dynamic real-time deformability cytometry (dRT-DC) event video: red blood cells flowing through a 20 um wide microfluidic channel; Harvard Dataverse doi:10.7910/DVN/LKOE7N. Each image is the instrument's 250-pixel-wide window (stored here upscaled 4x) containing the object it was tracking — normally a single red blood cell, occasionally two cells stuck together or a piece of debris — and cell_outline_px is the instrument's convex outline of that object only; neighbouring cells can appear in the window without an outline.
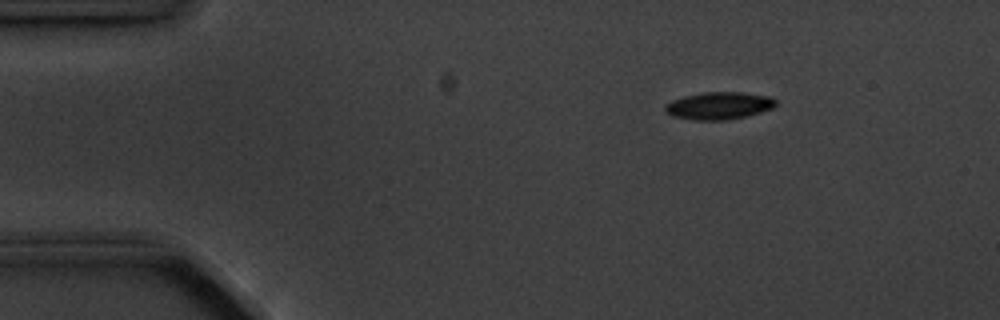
{"species": "common noctule bat (a hibernating species)", "species_latin": "Nyctalus noctula", "temperature_condition": "cold", "stored_images_in_passage": 15, "camera_frame_rate_fps": 3000, "um_per_image_px": 0.085, "animal": {"sex": "male", "body_mass_g": 20.1, "forearm_length_mm": 53.5}, "frame": {"image": 1, "passage_image": 3, "time_ms": 2.333, "image_size_px": [1000, 320], "cell_outline_px": [[776, 104], [772, 108], [748, 116], [724, 120], [696, 120], [672, 116], [664, 108], [672, 100], [684, 96], [704, 92], [740, 92], [772, 96], [776, 100]], "centroid_in_image_um": [61.15, 8.98], "position_along_channel_um": 23.8, "area_um2": 17.57}}
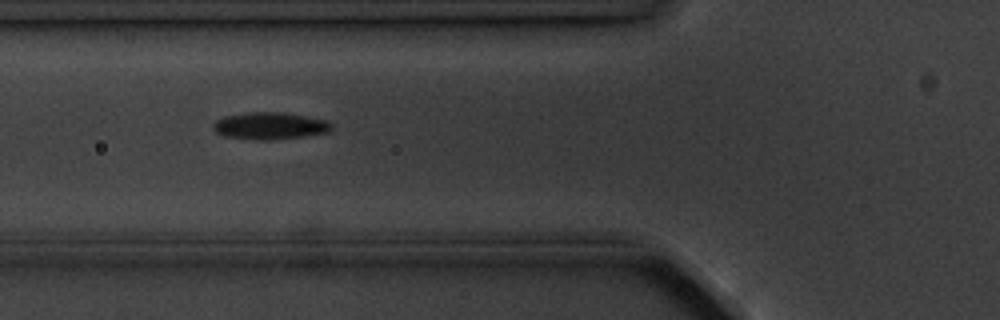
{"frame": {"image": 2, "passage_image": 6, "time_ms": 6.333, "image_size_px": [1000, 320], "cell_outline_px": [[332, 128], [328, 132], [300, 136], [268, 140], [256, 140], [224, 136], [216, 132], [212, 128], [212, 124], [216, 120], [224, 116], [248, 112], [284, 112], [324, 120], [332, 124]], "centroid_in_image_um": [22.87, 10.69], "position_along_channel_um": 102.9, "area_um2": 18.5}}
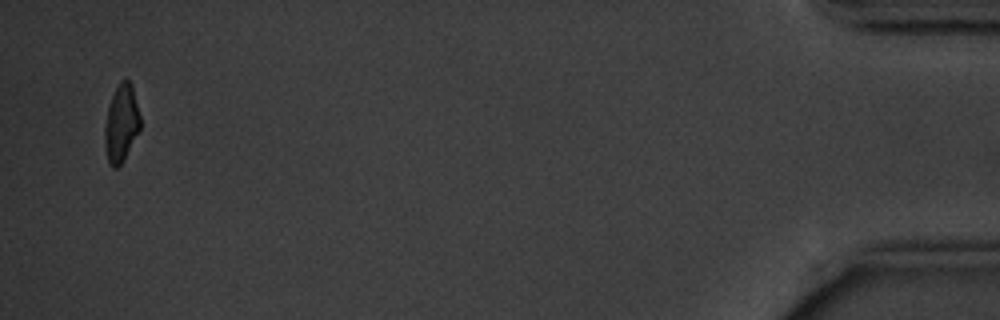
{"frame": {"image": 3, "passage_image": 15, "time_ms": 17.667, "image_size_px": [1000, 320], "cell_outline_px": [[140, 128], [124, 160], [116, 168], [112, 168], [108, 164], [104, 144], [104, 128], [108, 108], [112, 96], [120, 80], [128, 80], [132, 84], [140, 116]], "centroid_in_image_um": [10.29, 10.51], "position_along_channel_um": 424.9, "area_um2": 16.01}, "authors_computed_cell_mechanics": {"area_um2": 17.5712, "velocity_mm_per_s": 3.5947, "shape_relaxation_time_tau1_ms": 2.0592, "shape_relaxation_time_tau2_ms": null, "deformation_change_tau1": 0.0924, "deformation_change_tau2": null}}